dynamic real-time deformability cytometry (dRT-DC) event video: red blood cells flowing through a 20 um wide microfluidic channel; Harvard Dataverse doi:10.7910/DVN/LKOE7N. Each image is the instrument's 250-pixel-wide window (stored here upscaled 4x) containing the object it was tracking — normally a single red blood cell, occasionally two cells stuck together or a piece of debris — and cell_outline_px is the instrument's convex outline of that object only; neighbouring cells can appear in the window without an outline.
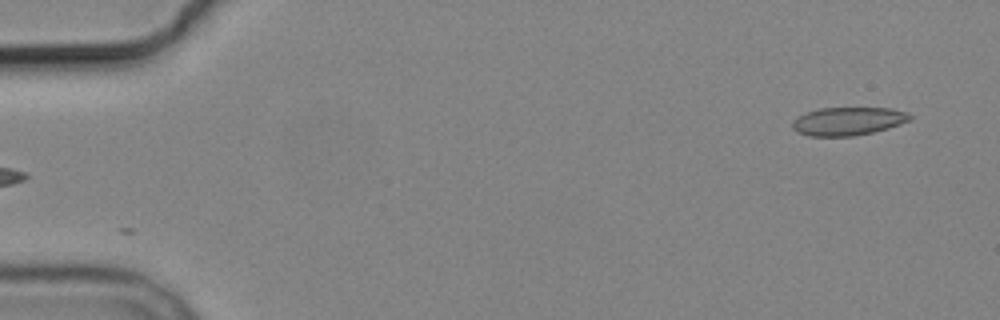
{"species": "common noctule bat (a hibernating species)", "species_latin": "Nyctalus noctula", "temperature_condition": "cold", "stored_images_in_passage": 6, "segment_of_instrument_passage": [2, 2], "camera_frame_rate_fps": 3000, "um_per_image_px": 0.085, "animal": {"sex": "male", "body_mass_g": 19.2, "forearm_length_mm": 51.8}, "frame": {"image": 1, "passage_image": 6, "time_ms": 6.0, "image_size_px": [1000, 320], "cell_outline_px": [[912, 120], [888, 128], [872, 132], [852, 136], [808, 136], [796, 132], [792, 128], [792, 124], [800, 116], [808, 112], [820, 108], [892, 108], [908, 112], [912, 116]], "centroid_in_image_um": [72.13, 10.3], "position_along_channel_um": 12.9, "area_um2": 19.25}}